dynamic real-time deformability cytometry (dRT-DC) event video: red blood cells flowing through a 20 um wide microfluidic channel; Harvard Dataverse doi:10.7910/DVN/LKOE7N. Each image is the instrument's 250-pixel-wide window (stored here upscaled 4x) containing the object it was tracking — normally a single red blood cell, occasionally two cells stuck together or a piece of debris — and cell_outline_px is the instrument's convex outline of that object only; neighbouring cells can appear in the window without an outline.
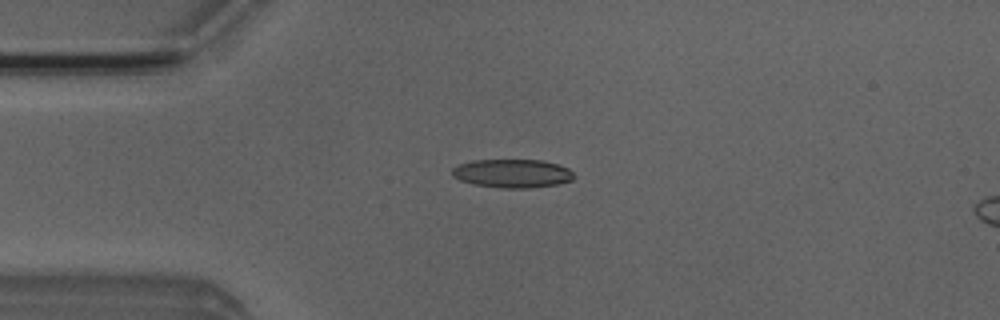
{"species": "Egyptian fruit bat (a non-hibernating species)", "species_latin": "Rousettus aegyptiacus", "temperature_condition": "room temperature", "stored_images_in_passage": 2, "camera_frame_rate_fps": 3000, "um_per_image_px": 0.085, "animal": {"sex": "male"}, "frame": {"image": 1, "passage_image": 1, "time_ms": 0.0, "image_size_px": [1000, 320], "cell_outline_px": [[576, 176], [572, 180], [556, 184], [528, 188], [500, 188], [472, 184], [460, 180], [452, 176], [452, 168], [456, 164], [472, 160], [544, 160], [568, 168]], "centroid_in_image_um": [43.51, 14.74], "position_along_channel_um": 41.5, "area_um2": 20.4}}